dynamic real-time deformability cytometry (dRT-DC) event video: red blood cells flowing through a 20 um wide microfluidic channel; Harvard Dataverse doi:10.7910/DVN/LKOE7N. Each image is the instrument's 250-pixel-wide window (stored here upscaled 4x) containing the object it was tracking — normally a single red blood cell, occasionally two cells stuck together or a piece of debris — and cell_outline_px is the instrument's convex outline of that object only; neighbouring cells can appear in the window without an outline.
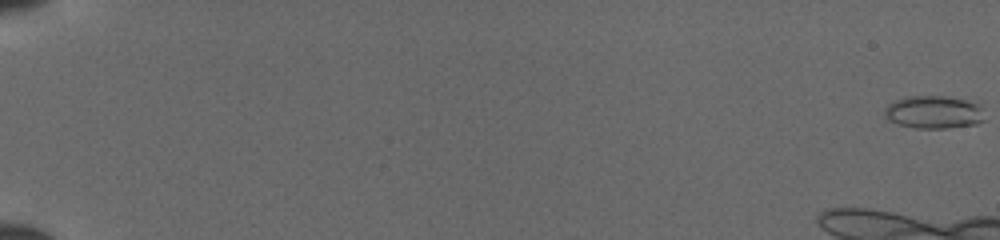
{"species": "common noctule bat (a hibernating species)", "species_latin": "Nyctalus noctula", "temperature_condition": "cold", "stored_images_in_passage": 18, "camera_frame_rate_fps": 3000, "um_per_image_px": 0.085, "animal": {"sex": "female", "body_mass_g": 19.5, "forearm_length_mm": 54.1}, "frame": {"image": 1, "passage_image": 1, "time_ms": 0.0, "image_size_px": [1000, 240], "cell_outline_px": [[984, 120], [976, 124], [948, 128], [916, 128], [900, 124], [888, 120], [884, 116], [884, 108], [888, 104], [896, 100], [908, 96], [948, 96], [964, 100], [976, 104], [980, 108]], "centroid_in_image_um": [79.32, 9.53], "position_along_channel_um": 5.7, "area_um2": 18.96}}